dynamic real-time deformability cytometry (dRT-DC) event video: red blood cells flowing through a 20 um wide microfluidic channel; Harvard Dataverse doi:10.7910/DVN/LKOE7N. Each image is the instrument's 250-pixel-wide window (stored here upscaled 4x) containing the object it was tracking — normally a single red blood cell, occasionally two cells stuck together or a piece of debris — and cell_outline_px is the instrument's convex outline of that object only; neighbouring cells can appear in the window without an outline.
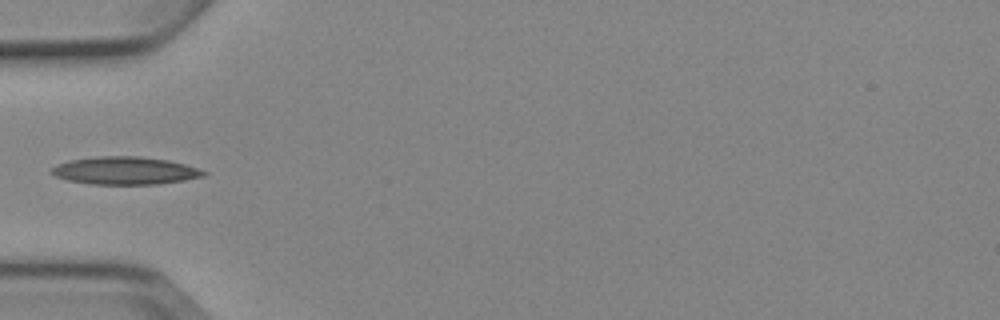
{"species": "Egyptian fruit bat (a non-hibernating species)", "species_latin": "Rousettus aegyptiacus", "temperature_condition": "cold", "stored_images_in_passage": 6, "camera_frame_rate_fps": 3000, "um_per_image_px": 0.085, "animal": {"sex": "female"}, "frame": {"image": 1, "passage_image": 5, "time_ms": 5.667, "image_size_px": [1000, 320], "cell_outline_px": [[208, 172], [204, 176], [184, 180], [156, 184], [88, 184], [68, 180], [56, 176], [48, 172], [56, 164], [68, 160], [96, 156], [140, 156], [168, 160], [184, 164]], "centroid_in_image_um": [10.58, 14.5], "position_along_channel_um": 74.4, "area_um2": 24.62}}
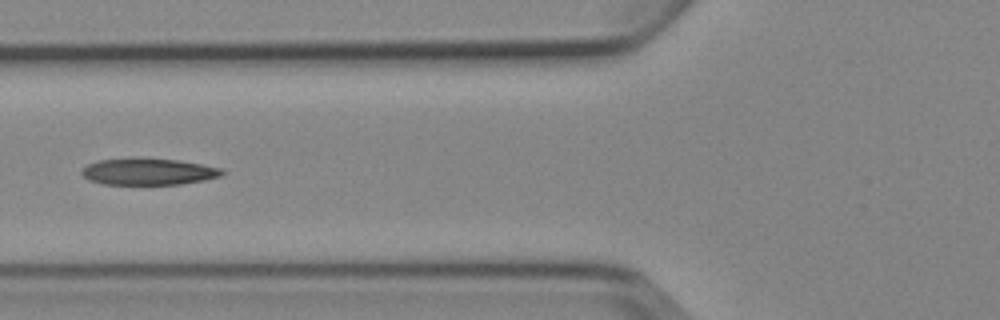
{"frame": {"image": 2, "passage_image": 6, "time_ms": 6.667, "image_size_px": [1000, 320], "cell_outline_px": [[224, 172], [220, 176], [204, 180], [180, 184], [104, 184], [88, 180], [80, 172], [80, 168], [88, 164], [100, 160], [132, 156], [140, 156], [180, 160], [224, 168]], "centroid_in_image_um": [12.59, 14.55], "position_along_channel_um": 113.2, "area_um2": 22.43}}